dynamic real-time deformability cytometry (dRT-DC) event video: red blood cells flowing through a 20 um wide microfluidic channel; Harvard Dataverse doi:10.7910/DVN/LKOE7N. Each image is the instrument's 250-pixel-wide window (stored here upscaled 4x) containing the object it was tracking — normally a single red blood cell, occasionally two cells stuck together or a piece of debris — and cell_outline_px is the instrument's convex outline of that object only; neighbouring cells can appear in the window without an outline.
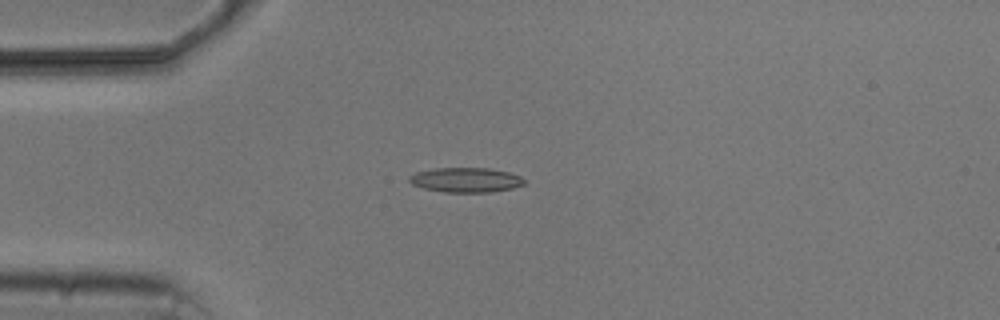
{"species": "common noctule bat (a hibernating species)", "species_latin": "Nyctalus noctula", "temperature_condition": "cold", "stored_images_in_passage": 5, "camera_frame_rate_fps": 3000, "um_per_image_px": 0.085, "animal": {"sex": "male", "body_mass_g": 20.5, "forearm_length_mm": 52.5}, "frame": {"image": 1, "passage_image": 2, "time_ms": 2.0, "image_size_px": [1000, 320], "cell_outline_px": [[524, 184], [512, 188], [492, 192], [444, 192], [424, 188], [412, 184], [408, 180], [408, 176], [416, 172], [432, 168], [488, 168], [508, 172], [520, 176], [524, 180]], "centroid_in_image_um": [39.56, 15.29], "position_along_channel_um": 45.4, "area_um2": 16.53}}
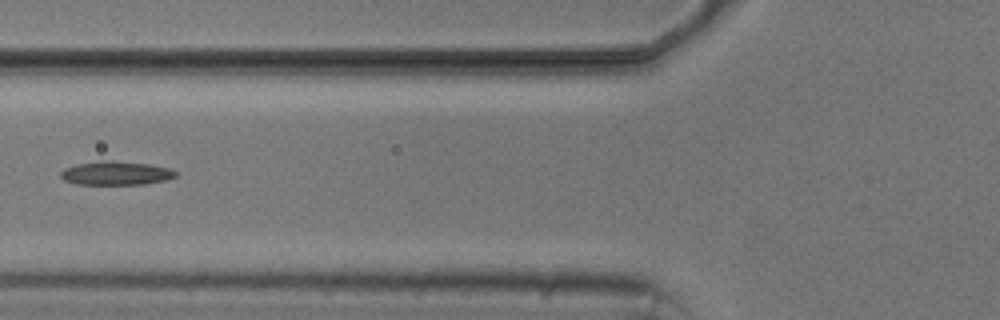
{"frame": {"image": 2, "passage_image": 4, "time_ms": 4.333, "image_size_px": [1000, 320], "cell_outline_px": [[176, 176], [168, 180], [144, 184], [76, 184], [64, 180], [60, 176], [60, 172], [64, 168], [76, 164], [104, 160], [112, 160], [148, 164], [168, 168], [176, 172]], "centroid_in_image_um": [9.83, 14.72], "position_along_channel_um": 116.0, "area_um2": 15.9}}
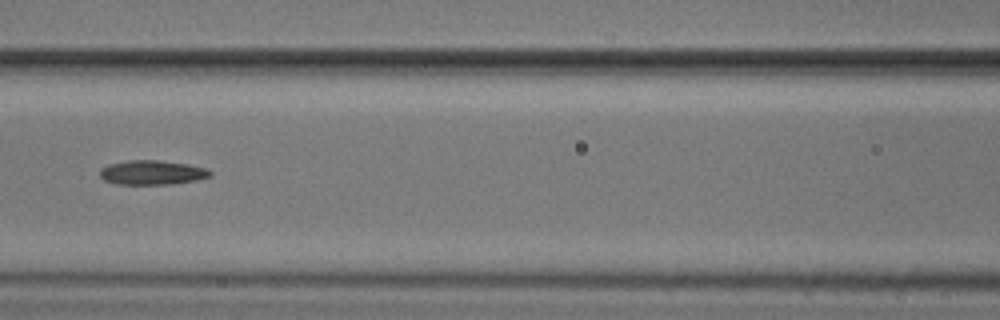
{"frame": {"image": 3, "passage_image": 5, "time_ms": 5.333, "image_size_px": [1000, 320], "cell_outline_px": [[212, 176], [196, 180], [172, 184], [116, 184], [104, 180], [100, 176], [100, 168], [108, 164], [128, 160], [160, 160], [188, 164], [208, 168], [212, 172]], "centroid_in_image_um": [12.94, 14.66], "position_along_channel_um": 153.7, "area_um2": 15.84}}